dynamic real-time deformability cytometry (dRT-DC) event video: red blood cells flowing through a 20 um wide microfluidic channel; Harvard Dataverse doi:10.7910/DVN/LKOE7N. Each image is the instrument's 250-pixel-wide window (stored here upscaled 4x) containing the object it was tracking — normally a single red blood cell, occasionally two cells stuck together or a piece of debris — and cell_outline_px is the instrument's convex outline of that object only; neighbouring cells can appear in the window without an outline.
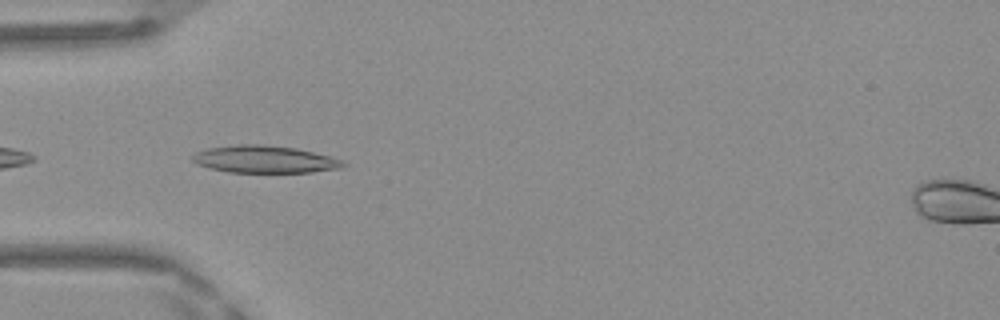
{"species": "Egyptian fruit bat (a non-hibernating species)", "species_latin": "Rousettus aegyptiacus", "temperature_condition": "warm", "stored_images_in_passage": 6, "camera_frame_rate_fps": 3000, "um_per_image_px": 0.085, "frame": {"image": 1, "passage_image": 2, "time_ms": 0.333, "image_size_px": [1000, 320], "cell_outline_px": [[348, 164], [344, 168], [312, 172], [228, 172], [208, 168], [196, 164], [192, 160], [192, 156], [196, 152], [208, 148], [240, 144], [260, 144], [296, 148], [328, 156], [340, 160]], "centroid_in_image_um": [22.48, 13.55], "position_along_channel_um": 62.5, "area_um2": 23.93}}